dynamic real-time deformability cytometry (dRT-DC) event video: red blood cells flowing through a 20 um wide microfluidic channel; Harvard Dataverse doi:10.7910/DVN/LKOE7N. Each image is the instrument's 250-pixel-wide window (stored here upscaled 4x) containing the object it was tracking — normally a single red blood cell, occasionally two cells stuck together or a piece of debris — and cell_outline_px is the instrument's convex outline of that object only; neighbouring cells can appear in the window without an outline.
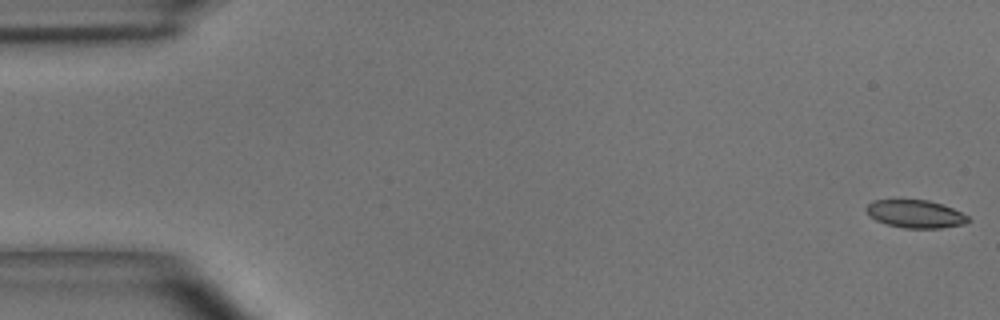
{"species": "common noctule bat (a hibernating species)", "species_latin": "Nyctalus noctula", "temperature_condition": "room temperature", "stored_images_in_passage": 13, "camera_frame_rate_fps": 3000, "um_per_image_px": 0.085, "animal": {"sex": "male", "body_mass_g": 15.6}, "frame": {"image": 1, "passage_image": 1, "time_ms": 0.0, "image_size_px": [1000, 320], "cell_outline_px": [[972, 220], [964, 224], [940, 228], [904, 228], [888, 224], [876, 220], [868, 216], [864, 208], [872, 200], [928, 200], [952, 208], [968, 216]], "centroid_in_image_um": [77.78, 18.19], "position_along_channel_um": 7.2, "area_um2": 16.53}}
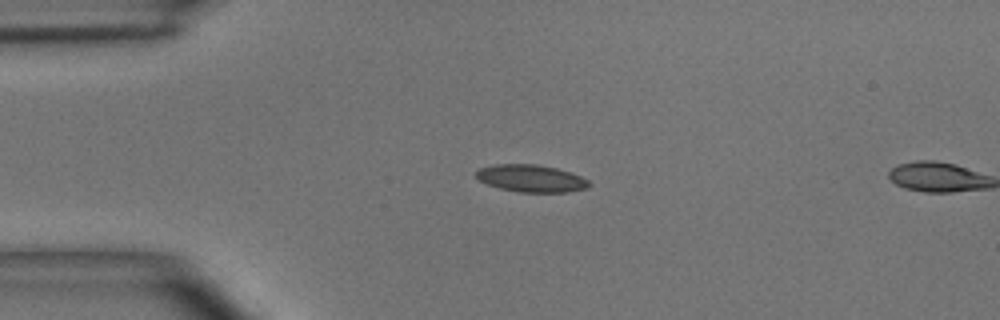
{"frame": {"image": 2, "passage_image": 12, "time_ms": 3.667, "image_size_px": [1000, 320], "cell_outline_px": [[592, 184], [588, 188], [568, 192], [520, 192], [500, 188], [488, 184], [480, 180], [476, 176], [476, 172], [480, 168], [496, 164], [532, 164], [556, 168], [580, 176], [588, 180]], "centroid_in_image_um": [45.17, 15.17], "position_along_channel_um": 39.8, "area_um2": 17.74}}